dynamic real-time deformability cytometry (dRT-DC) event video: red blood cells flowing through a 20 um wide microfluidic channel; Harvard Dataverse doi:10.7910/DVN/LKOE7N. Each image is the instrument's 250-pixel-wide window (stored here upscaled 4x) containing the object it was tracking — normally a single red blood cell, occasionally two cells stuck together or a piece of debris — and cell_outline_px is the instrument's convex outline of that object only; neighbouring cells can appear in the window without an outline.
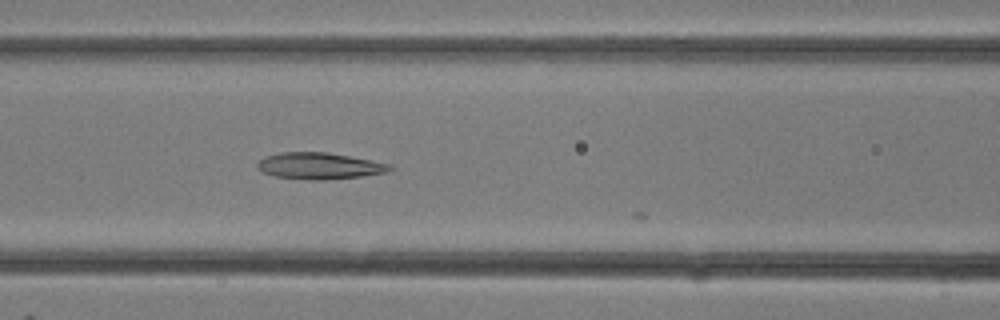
{"species": "common noctule bat (a hibernating species)", "species_latin": "Nyctalus noctula", "temperature_condition": "room temperature", "stored_images_in_passage": 10, "camera_frame_rate_fps": 3000, "um_per_image_px": 0.085, "animal": {"sex": "female"}, "frame": {"image": 1, "passage_image": 10, "time_ms": 3.0, "image_size_px": [1000, 320], "cell_outline_px": [[392, 168], [388, 172], [360, 176], [324, 180], [308, 180], [276, 176], [264, 172], [256, 168], [256, 164], [264, 156], [280, 152], [328, 152], [372, 160], [392, 164]], "centroid_in_image_um": [27.14, 14.09], "position_along_channel_um": 139.5, "area_um2": 20.52}}